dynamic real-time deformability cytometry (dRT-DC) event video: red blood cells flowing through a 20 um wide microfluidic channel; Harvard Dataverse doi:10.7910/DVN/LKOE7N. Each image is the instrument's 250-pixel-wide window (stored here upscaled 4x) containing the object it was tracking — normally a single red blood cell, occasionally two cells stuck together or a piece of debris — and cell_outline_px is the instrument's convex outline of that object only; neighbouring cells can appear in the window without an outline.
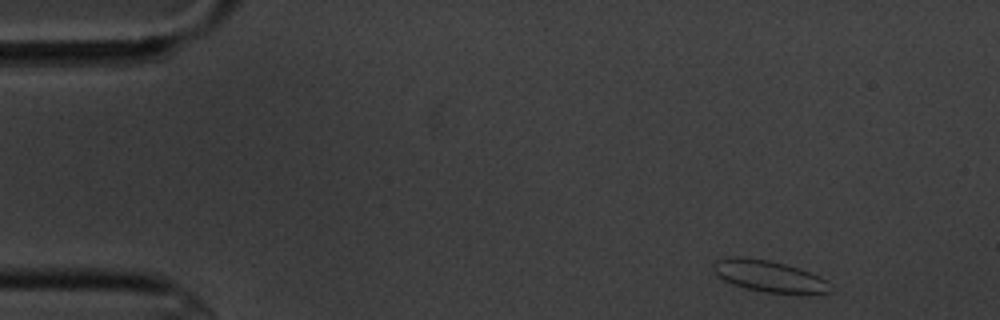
{"species": "common noctule bat (a hibernating species)", "species_latin": "Nyctalus noctula", "temperature_condition": "cold", "stored_images_in_passage": 3, "camera_frame_rate_fps": 3000, "um_per_image_px": 0.085, "animal": {"sex": "male", "body_mass_g": 20.1, "forearm_length_mm": 53.5}, "frame": {"image": 1, "passage_image": 1, "time_ms": 0.0, "image_size_px": [1000, 320], "cell_outline_px": [[836, 292], [808, 296], [764, 292], [744, 288], [732, 284], [724, 280], [712, 268], [712, 264], [716, 260], [728, 256], [740, 256], [768, 260], [800, 268], [820, 276], [828, 280], [836, 288]], "centroid_in_image_um": [65.53, 23.52], "position_along_channel_um": 19.5, "area_um2": 22.54}}
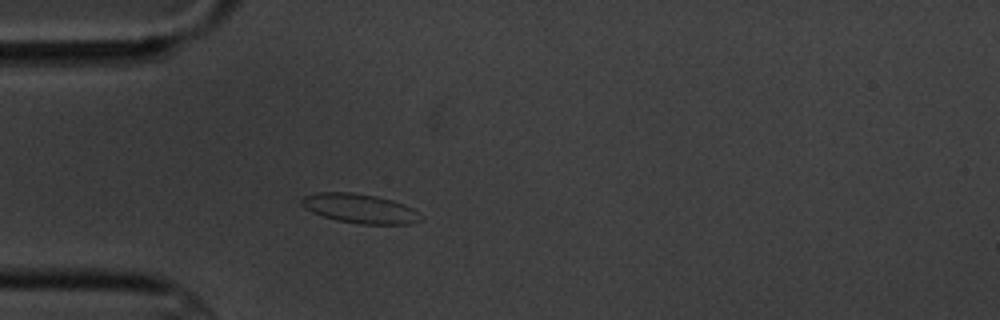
{"frame": {"image": 2, "passage_image": 3, "time_ms": 3.333, "image_size_px": [1000, 320], "cell_outline_px": [[424, 216], [420, 220], [412, 224], [360, 224], [336, 220], [312, 212], [304, 208], [300, 204], [300, 200], [304, 196], [316, 192], [352, 192], [376, 196], [392, 200], [404, 204], [420, 212]], "centroid_in_image_um": [30.6, 17.72], "position_along_channel_um": 54.4, "area_um2": 20.58}}